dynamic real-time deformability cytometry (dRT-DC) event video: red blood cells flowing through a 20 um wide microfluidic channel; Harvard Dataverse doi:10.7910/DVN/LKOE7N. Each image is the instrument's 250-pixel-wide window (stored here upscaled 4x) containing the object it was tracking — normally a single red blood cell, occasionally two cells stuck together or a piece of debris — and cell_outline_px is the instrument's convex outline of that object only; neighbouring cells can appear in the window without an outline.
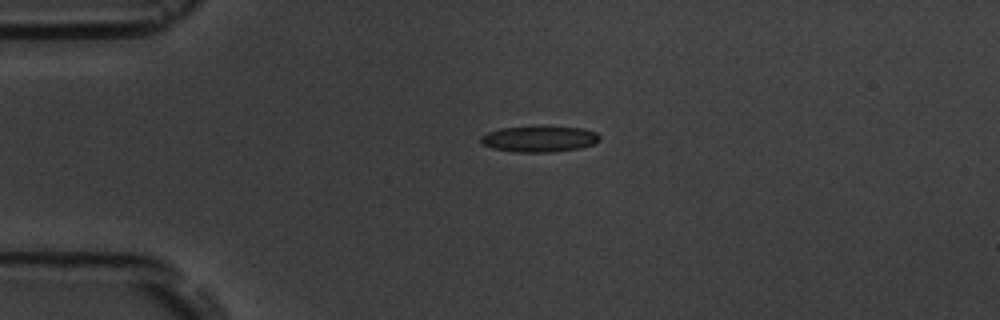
{"species": "common noctule bat (a hibernating species)", "species_latin": "Nyctalus noctula", "temperature_condition": "room temperature", "stored_images_in_passage": 2, "camera_frame_rate_fps": 3000, "um_per_image_px": 0.085, "animal": {"sex": "male", "body_mass_g": 19.5, "forearm_length_mm": 54.6}, "frame": {"image": 1, "passage_image": 1, "time_ms": 0.0, "image_size_px": [1000, 320], "cell_outline_px": [[600, 140], [592, 144], [580, 148], [552, 152], [516, 152], [492, 148], [484, 144], [480, 140], [480, 136], [488, 132], [500, 128], [532, 124], [548, 124], [584, 128], [596, 132], [600, 136]], "centroid_in_image_um": [45.86, 11.75], "position_along_channel_um": 39.1, "area_um2": 18.9}}